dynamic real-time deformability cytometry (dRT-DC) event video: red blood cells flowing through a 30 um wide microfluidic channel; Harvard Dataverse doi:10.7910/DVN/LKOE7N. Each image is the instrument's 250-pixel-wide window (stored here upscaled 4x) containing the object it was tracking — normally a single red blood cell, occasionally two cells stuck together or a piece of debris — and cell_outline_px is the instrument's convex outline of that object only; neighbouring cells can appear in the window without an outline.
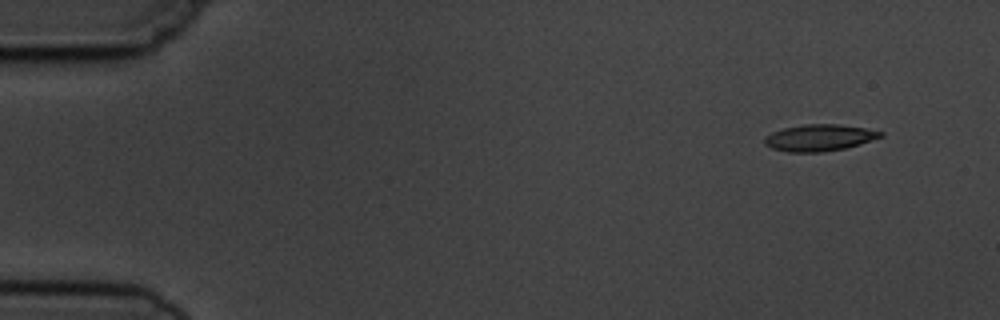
{"species": "common noctule bat (a hibernating species)", "species_latin": "Nyctalus noctula", "temperature_condition": "cold", "stored_images_in_passage": 5, "camera_frame_rate_fps": 3000, "um_per_image_px": 0.085, "animal": {"sex": "male", "body_mass_g": 19.5, "forearm_length_mm": 54.6}, "frame": {"image": 1, "passage_image": 1, "time_ms": 0.0, "image_size_px": [1000, 320], "cell_outline_px": [[884, 136], [860, 144], [844, 148], [820, 152], [788, 152], [772, 148], [764, 144], [764, 136], [772, 132], [784, 128], [804, 124], [840, 124], [864, 128], [884, 132]], "centroid_in_image_um": [69.64, 11.7], "position_along_channel_um": 15.4, "area_um2": 17.98}}
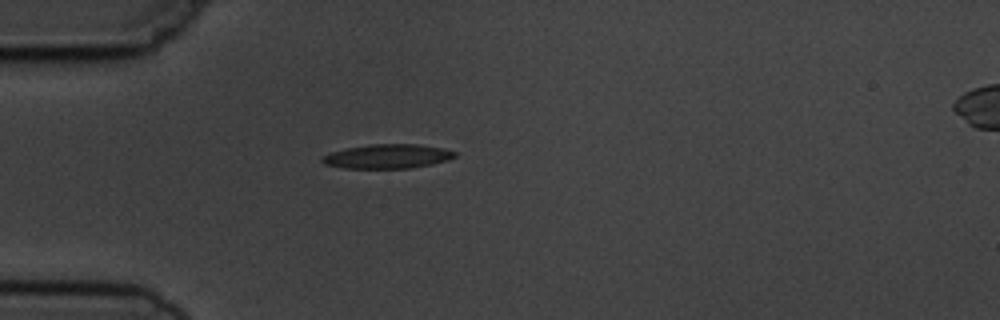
{"frame": {"image": 2, "passage_image": 4, "time_ms": 3.667, "image_size_px": [1000, 320], "cell_outline_px": [[456, 156], [448, 160], [432, 164], [412, 168], [344, 168], [324, 164], [320, 160], [324, 156], [332, 152], [344, 148], [368, 144], [416, 144], [444, 148], [456, 152]], "centroid_in_image_um": [32.95, 13.28], "position_along_channel_um": 52.1, "area_um2": 18.79}}